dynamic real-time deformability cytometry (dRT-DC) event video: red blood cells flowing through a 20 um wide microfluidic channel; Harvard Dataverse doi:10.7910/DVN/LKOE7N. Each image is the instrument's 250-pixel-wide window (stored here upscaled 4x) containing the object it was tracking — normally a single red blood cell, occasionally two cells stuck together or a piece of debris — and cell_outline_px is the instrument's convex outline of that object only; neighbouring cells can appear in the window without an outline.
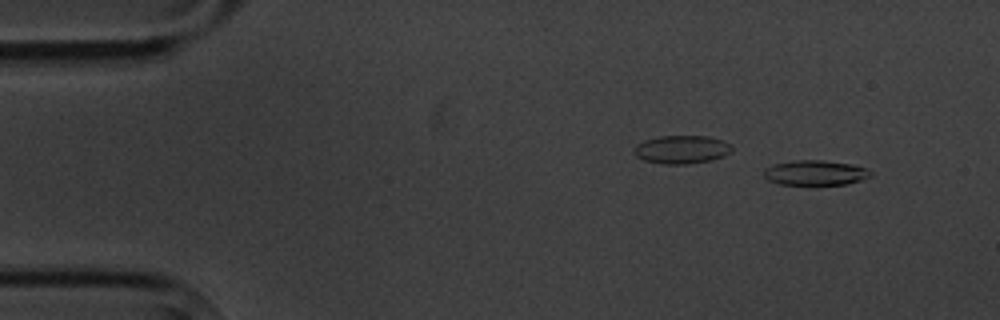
{"species": "common noctule bat (a hibernating species)", "species_latin": "Nyctalus noctula", "temperature_condition": "cold", "stored_images_in_passage": 4, "camera_frame_rate_fps": 3000, "um_per_image_px": 0.085, "animal": {"sex": "male", "body_mass_g": 20.1, "forearm_length_mm": 53.5}, "frame": {"image": 1, "passage_image": 1, "time_ms": 0.0, "image_size_px": [1000, 320], "cell_outline_px": [[872, 176], [848, 184], [816, 188], [812, 188], [780, 184], [768, 180], [764, 176], [764, 168], [772, 164], [796, 160], [824, 160], [852, 164], [864, 168], [872, 172]], "centroid_in_image_um": [69.28, 14.74], "position_along_channel_um": 15.7, "area_um2": 16.53}}